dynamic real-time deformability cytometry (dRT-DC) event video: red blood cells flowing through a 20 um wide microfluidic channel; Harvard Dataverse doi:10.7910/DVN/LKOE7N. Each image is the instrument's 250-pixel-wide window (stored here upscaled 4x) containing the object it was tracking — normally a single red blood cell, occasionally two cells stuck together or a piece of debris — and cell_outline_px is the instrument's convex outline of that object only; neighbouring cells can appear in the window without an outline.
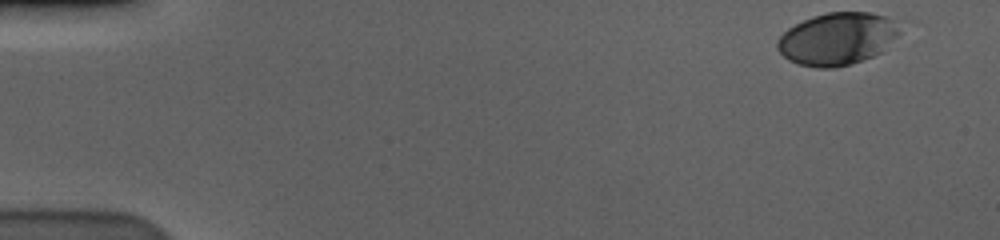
{"species": "human", "species_latin": "Homo sapiens", "temperature_condition": "cold", "stored_images_in_passage": 55, "camera_frame_rate_fps": 3000, "um_per_image_px": 0.085, "donor": {"sex": "male"}, "frame": {"image": 1, "passage_image": 1, "time_ms": 0.0, "image_size_px": [1000, 240], "cell_outline_px": [[904, 20], [900, 36], [884, 52], [852, 64], [836, 68], [816, 68], [796, 64], [788, 60], [776, 48], [776, 40], [788, 28], [812, 16], [828, 12], [868, 12]], "centroid_in_image_um": [71.27, 3.29], "position_along_channel_um": 13.7, "area_um2": 38.55}}
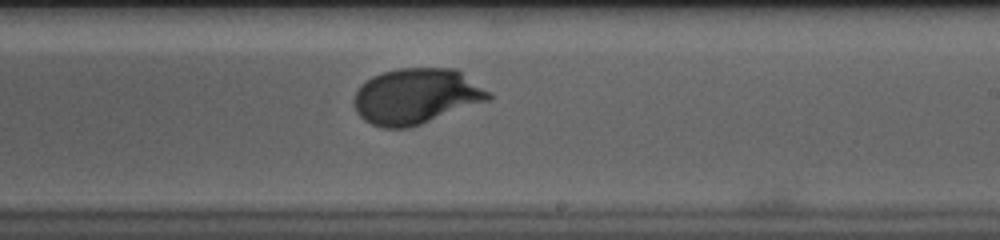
{"frame": {"image": 2, "passage_image": 33, "time_ms": 10.667, "image_size_px": [1000, 240], "cell_outline_px": [[492, 96], [488, 100], [420, 124], [408, 128], [384, 128], [372, 124], [364, 120], [356, 112], [352, 104], [352, 100], [356, 92], [372, 76], [384, 72], [400, 68], [456, 68], [492, 92]], "centroid_in_image_um": [35.38, 8.17], "position_along_channel_um": 253.6, "area_um2": 43.47}}
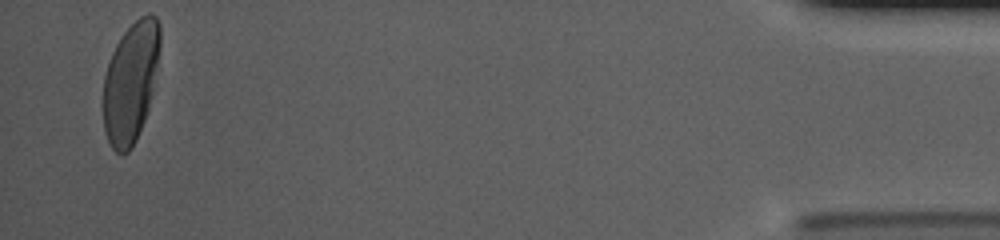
{"frame": {"image": 3, "passage_image": 54, "time_ms": 17.667, "image_size_px": [1000, 240], "cell_outline_px": [[160, 44], [152, 92], [148, 108], [144, 120], [136, 140], [132, 148], [124, 156], [120, 156], [112, 148], [108, 140], [104, 128], [104, 76], [112, 52], [116, 44], [124, 32], [140, 16], [148, 12], [156, 16], [160, 24]], "centroid_in_image_um": [11.11, 6.99], "position_along_channel_um": 424.1, "area_um2": 39.65}, "authors_computed_cell_mechanics": {"area_um2": 40.6334, "velocity_mm_per_s": 3.565, "shape_relaxation_time_tau1_ms": 2.8099, "shape_relaxation_time_tau2_ms": null, "deformation_change_tau1": 0.1728, "deformation_change_tau2": null}}